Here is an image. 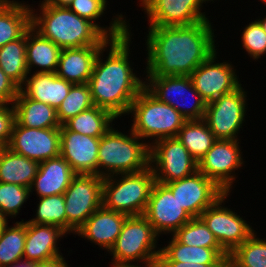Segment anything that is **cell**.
<instances>
[{
	"label": "cell",
	"mask_w": 266,
	"mask_h": 267,
	"mask_svg": "<svg viewBox=\"0 0 266 267\" xmlns=\"http://www.w3.org/2000/svg\"><path fill=\"white\" fill-rule=\"evenodd\" d=\"M212 23L149 26L145 36V76H190L219 47Z\"/></svg>",
	"instance_id": "6da1fadb"
},
{
	"label": "cell",
	"mask_w": 266,
	"mask_h": 267,
	"mask_svg": "<svg viewBox=\"0 0 266 267\" xmlns=\"http://www.w3.org/2000/svg\"><path fill=\"white\" fill-rule=\"evenodd\" d=\"M130 28L129 23V30L123 36L110 39L100 49L88 82L93 104L110 111L119 120L127 115L132 102L145 87V80L138 77L130 61L133 42Z\"/></svg>",
	"instance_id": "7a4b0ae2"
},
{
	"label": "cell",
	"mask_w": 266,
	"mask_h": 267,
	"mask_svg": "<svg viewBox=\"0 0 266 267\" xmlns=\"http://www.w3.org/2000/svg\"><path fill=\"white\" fill-rule=\"evenodd\" d=\"M39 2V9L30 5L31 26L61 49L104 46L110 40L92 22L81 18L67 6H54L43 0Z\"/></svg>",
	"instance_id": "3957f363"
},
{
	"label": "cell",
	"mask_w": 266,
	"mask_h": 267,
	"mask_svg": "<svg viewBox=\"0 0 266 267\" xmlns=\"http://www.w3.org/2000/svg\"><path fill=\"white\" fill-rule=\"evenodd\" d=\"M114 127L100 137L97 175L105 178L148 168L150 146L131 129L125 133Z\"/></svg>",
	"instance_id": "277c9868"
},
{
	"label": "cell",
	"mask_w": 266,
	"mask_h": 267,
	"mask_svg": "<svg viewBox=\"0 0 266 267\" xmlns=\"http://www.w3.org/2000/svg\"><path fill=\"white\" fill-rule=\"evenodd\" d=\"M159 237L144 215L127 216L117 240L108 251L112 256L108 264L111 263L110 267L155 266L161 251Z\"/></svg>",
	"instance_id": "5b68a950"
},
{
	"label": "cell",
	"mask_w": 266,
	"mask_h": 267,
	"mask_svg": "<svg viewBox=\"0 0 266 267\" xmlns=\"http://www.w3.org/2000/svg\"><path fill=\"white\" fill-rule=\"evenodd\" d=\"M131 115L130 129L151 146L163 138L176 137L187 121L171 105L159 101L145 87L132 102L127 115ZM149 139V140H148Z\"/></svg>",
	"instance_id": "8992f818"
},
{
	"label": "cell",
	"mask_w": 266,
	"mask_h": 267,
	"mask_svg": "<svg viewBox=\"0 0 266 267\" xmlns=\"http://www.w3.org/2000/svg\"><path fill=\"white\" fill-rule=\"evenodd\" d=\"M155 182L150 166L137 173L105 177L102 205L127 216L143 215Z\"/></svg>",
	"instance_id": "52a82bcc"
},
{
	"label": "cell",
	"mask_w": 266,
	"mask_h": 267,
	"mask_svg": "<svg viewBox=\"0 0 266 267\" xmlns=\"http://www.w3.org/2000/svg\"><path fill=\"white\" fill-rule=\"evenodd\" d=\"M143 79L145 88L153 96L171 105L187 121L204 119L207 103L194 88L190 76H145Z\"/></svg>",
	"instance_id": "ba28073f"
},
{
	"label": "cell",
	"mask_w": 266,
	"mask_h": 267,
	"mask_svg": "<svg viewBox=\"0 0 266 267\" xmlns=\"http://www.w3.org/2000/svg\"><path fill=\"white\" fill-rule=\"evenodd\" d=\"M245 90L241 84L234 91L206 104L203 120L216 140H240L238 135L248 116V96Z\"/></svg>",
	"instance_id": "9c48e42d"
},
{
	"label": "cell",
	"mask_w": 266,
	"mask_h": 267,
	"mask_svg": "<svg viewBox=\"0 0 266 267\" xmlns=\"http://www.w3.org/2000/svg\"><path fill=\"white\" fill-rule=\"evenodd\" d=\"M103 177L77 174L64 195L67 234L74 235L91 214L102 206Z\"/></svg>",
	"instance_id": "30bf717a"
},
{
	"label": "cell",
	"mask_w": 266,
	"mask_h": 267,
	"mask_svg": "<svg viewBox=\"0 0 266 267\" xmlns=\"http://www.w3.org/2000/svg\"><path fill=\"white\" fill-rule=\"evenodd\" d=\"M149 166L155 181L161 184L188 177L198 170V162L177 137L163 138L150 146Z\"/></svg>",
	"instance_id": "8fae6325"
},
{
	"label": "cell",
	"mask_w": 266,
	"mask_h": 267,
	"mask_svg": "<svg viewBox=\"0 0 266 267\" xmlns=\"http://www.w3.org/2000/svg\"><path fill=\"white\" fill-rule=\"evenodd\" d=\"M230 194L224 193L200 216L229 255L256 231L241 214L225 207Z\"/></svg>",
	"instance_id": "7c38bea8"
},
{
	"label": "cell",
	"mask_w": 266,
	"mask_h": 267,
	"mask_svg": "<svg viewBox=\"0 0 266 267\" xmlns=\"http://www.w3.org/2000/svg\"><path fill=\"white\" fill-rule=\"evenodd\" d=\"M240 140H216L206 155L198 162V171L212 180L225 193H231L239 169L243 167ZM241 149V150H240Z\"/></svg>",
	"instance_id": "4fadbf2b"
},
{
	"label": "cell",
	"mask_w": 266,
	"mask_h": 267,
	"mask_svg": "<svg viewBox=\"0 0 266 267\" xmlns=\"http://www.w3.org/2000/svg\"><path fill=\"white\" fill-rule=\"evenodd\" d=\"M217 54L216 49L190 74L194 88L206 103L234 91L241 85L235 68L237 66H233L231 61L220 62Z\"/></svg>",
	"instance_id": "5bb4252c"
},
{
	"label": "cell",
	"mask_w": 266,
	"mask_h": 267,
	"mask_svg": "<svg viewBox=\"0 0 266 267\" xmlns=\"http://www.w3.org/2000/svg\"><path fill=\"white\" fill-rule=\"evenodd\" d=\"M143 215L160 237L163 234L173 235L193 218L181 207L172 191L165 184L158 182L152 187Z\"/></svg>",
	"instance_id": "9a60e30c"
},
{
	"label": "cell",
	"mask_w": 266,
	"mask_h": 267,
	"mask_svg": "<svg viewBox=\"0 0 266 267\" xmlns=\"http://www.w3.org/2000/svg\"><path fill=\"white\" fill-rule=\"evenodd\" d=\"M140 8L149 26H189L210 21L201 0H142Z\"/></svg>",
	"instance_id": "2e32d148"
},
{
	"label": "cell",
	"mask_w": 266,
	"mask_h": 267,
	"mask_svg": "<svg viewBox=\"0 0 266 267\" xmlns=\"http://www.w3.org/2000/svg\"><path fill=\"white\" fill-rule=\"evenodd\" d=\"M7 147L39 163L58 157L60 156V128H28L15 121Z\"/></svg>",
	"instance_id": "e0dca14e"
},
{
	"label": "cell",
	"mask_w": 266,
	"mask_h": 267,
	"mask_svg": "<svg viewBox=\"0 0 266 267\" xmlns=\"http://www.w3.org/2000/svg\"><path fill=\"white\" fill-rule=\"evenodd\" d=\"M193 218H198L225 192L200 171L165 184Z\"/></svg>",
	"instance_id": "ac0fdd59"
},
{
	"label": "cell",
	"mask_w": 266,
	"mask_h": 267,
	"mask_svg": "<svg viewBox=\"0 0 266 267\" xmlns=\"http://www.w3.org/2000/svg\"><path fill=\"white\" fill-rule=\"evenodd\" d=\"M99 143L100 138L60 127V156L76 174L97 175Z\"/></svg>",
	"instance_id": "d6986e66"
},
{
	"label": "cell",
	"mask_w": 266,
	"mask_h": 267,
	"mask_svg": "<svg viewBox=\"0 0 266 267\" xmlns=\"http://www.w3.org/2000/svg\"><path fill=\"white\" fill-rule=\"evenodd\" d=\"M126 218L127 215L109 210L102 205L89 216L74 235L108 252L117 240Z\"/></svg>",
	"instance_id": "ffe728a7"
},
{
	"label": "cell",
	"mask_w": 266,
	"mask_h": 267,
	"mask_svg": "<svg viewBox=\"0 0 266 267\" xmlns=\"http://www.w3.org/2000/svg\"><path fill=\"white\" fill-rule=\"evenodd\" d=\"M68 237L59 227L30 223L26 220L24 259L30 262L48 261L63 256L59 241Z\"/></svg>",
	"instance_id": "44dd1931"
},
{
	"label": "cell",
	"mask_w": 266,
	"mask_h": 267,
	"mask_svg": "<svg viewBox=\"0 0 266 267\" xmlns=\"http://www.w3.org/2000/svg\"><path fill=\"white\" fill-rule=\"evenodd\" d=\"M76 175L62 156L40 162L37 175L30 186V194L35 191L39 198L64 194Z\"/></svg>",
	"instance_id": "7402d4cb"
},
{
	"label": "cell",
	"mask_w": 266,
	"mask_h": 267,
	"mask_svg": "<svg viewBox=\"0 0 266 267\" xmlns=\"http://www.w3.org/2000/svg\"><path fill=\"white\" fill-rule=\"evenodd\" d=\"M103 46L61 49L56 75L72 84H86Z\"/></svg>",
	"instance_id": "603a6c76"
},
{
	"label": "cell",
	"mask_w": 266,
	"mask_h": 267,
	"mask_svg": "<svg viewBox=\"0 0 266 267\" xmlns=\"http://www.w3.org/2000/svg\"><path fill=\"white\" fill-rule=\"evenodd\" d=\"M73 84L56 73H29L19 90L28 98L50 105L56 110Z\"/></svg>",
	"instance_id": "cb8c5ba5"
},
{
	"label": "cell",
	"mask_w": 266,
	"mask_h": 267,
	"mask_svg": "<svg viewBox=\"0 0 266 267\" xmlns=\"http://www.w3.org/2000/svg\"><path fill=\"white\" fill-rule=\"evenodd\" d=\"M107 5H109L108 0H72L67 7L81 18L92 22L107 38L116 39L129 30L130 19L128 20L122 12L114 13L109 25L105 27L98 24V20H102L106 14Z\"/></svg>",
	"instance_id": "d4e9b609"
},
{
	"label": "cell",
	"mask_w": 266,
	"mask_h": 267,
	"mask_svg": "<svg viewBox=\"0 0 266 267\" xmlns=\"http://www.w3.org/2000/svg\"><path fill=\"white\" fill-rule=\"evenodd\" d=\"M60 52L59 46L43 37L32 26L27 30L26 63L29 73H56Z\"/></svg>",
	"instance_id": "484cf974"
},
{
	"label": "cell",
	"mask_w": 266,
	"mask_h": 267,
	"mask_svg": "<svg viewBox=\"0 0 266 267\" xmlns=\"http://www.w3.org/2000/svg\"><path fill=\"white\" fill-rule=\"evenodd\" d=\"M229 254L223 248H205L187 246L180 243L173 235L167 245L161 248L157 261H177L198 264H225Z\"/></svg>",
	"instance_id": "4316f807"
},
{
	"label": "cell",
	"mask_w": 266,
	"mask_h": 267,
	"mask_svg": "<svg viewBox=\"0 0 266 267\" xmlns=\"http://www.w3.org/2000/svg\"><path fill=\"white\" fill-rule=\"evenodd\" d=\"M30 27L29 3L23 0H0V48L21 38Z\"/></svg>",
	"instance_id": "83f0119b"
},
{
	"label": "cell",
	"mask_w": 266,
	"mask_h": 267,
	"mask_svg": "<svg viewBox=\"0 0 266 267\" xmlns=\"http://www.w3.org/2000/svg\"><path fill=\"white\" fill-rule=\"evenodd\" d=\"M15 121L28 128H60L57 110L48 104L30 99L20 90L13 102Z\"/></svg>",
	"instance_id": "f1b7e54d"
},
{
	"label": "cell",
	"mask_w": 266,
	"mask_h": 267,
	"mask_svg": "<svg viewBox=\"0 0 266 267\" xmlns=\"http://www.w3.org/2000/svg\"><path fill=\"white\" fill-rule=\"evenodd\" d=\"M39 162L31 160L8 147L0 152V182L30 188L37 175Z\"/></svg>",
	"instance_id": "f546056e"
},
{
	"label": "cell",
	"mask_w": 266,
	"mask_h": 267,
	"mask_svg": "<svg viewBox=\"0 0 266 267\" xmlns=\"http://www.w3.org/2000/svg\"><path fill=\"white\" fill-rule=\"evenodd\" d=\"M116 119L110 111L94 105L66 121L63 126L76 133L100 138L115 125Z\"/></svg>",
	"instance_id": "4dcf8cb0"
},
{
	"label": "cell",
	"mask_w": 266,
	"mask_h": 267,
	"mask_svg": "<svg viewBox=\"0 0 266 267\" xmlns=\"http://www.w3.org/2000/svg\"><path fill=\"white\" fill-rule=\"evenodd\" d=\"M176 137L197 162L206 155L216 141L203 119L186 121Z\"/></svg>",
	"instance_id": "1f68e13d"
},
{
	"label": "cell",
	"mask_w": 266,
	"mask_h": 267,
	"mask_svg": "<svg viewBox=\"0 0 266 267\" xmlns=\"http://www.w3.org/2000/svg\"><path fill=\"white\" fill-rule=\"evenodd\" d=\"M0 68L20 88L29 74L26 63V33L0 48Z\"/></svg>",
	"instance_id": "d6a6232c"
},
{
	"label": "cell",
	"mask_w": 266,
	"mask_h": 267,
	"mask_svg": "<svg viewBox=\"0 0 266 267\" xmlns=\"http://www.w3.org/2000/svg\"><path fill=\"white\" fill-rule=\"evenodd\" d=\"M26 221H16L6 226L0 234V267H7L24 259Z\"/></svg>",
	"instance_id": "836d02e7"
},
{
	"label": "cell",
	"mask_w": 266,
	"mask_h": 267,
	"mask_svg": "<svg viewBox=\"0 0 266 267\" xmlns=\"http://www.w3.org/2000/svg\"><path fill=\"white\" fill-rule=\"evenodd\" d=\"M34 218L27 220L30 223L52 225L61 228L67 233V216L63 194H56L38 198Z\"/></svg>",
	"instance_id": "e575fe53"
},
{
	"label": "cell",
	"mask_w": 266,
	"mask_h": 267,
	"mask_svg": "<svg viewBox=\"0 0 266 267\" xmlns=\"http://www.w3.org/2000/svg\"><path fill=\"white\" fill-rule=\"evenodd\" d=\"M228 261L233 267H266V239L255 231L229 255Z\"/></svg>",
	"instance_id": "d590c367"
},
{
	"label": "cell",
	"mask_w": 266,
	"mask_h": 267,
	"mask_svg": "<svg viewBox=\"0 0 266 267\" xmlns=\"http://www.w3.org/2000/svg\"><path fill=\"white\" fill-rule=\"evenodd\" d=\"M94 106L91 98V90L88 83L73 84L66 98L57 109V116L60 125L69 119L77 116L84 110Z\"/></svg>",
	"instance_id": "8d00e7d4"
},
{
	"label": "cell",
	"mask_w": 266,
	"mask_h": 267,
	"mask_svg": "<svg viewBox=\"0 0 266 267\" xmlns=\"http://www.w3.org/2000/svg\"><path fill=\"white\" fill-rule=\"evenodd\" d=\"M173 236L180 243L187 246L222 248L214 234L208 229L200 217L192 218L178 229Z\"/></svg>",
	"instance_id": "74e56055"
},
{
	"label": "cell",
	"mask_w": 266,
	"mask_h": 267,
	"mask_svg": "<svg viewBox=\"0 0 266 267\" xmlns=\"http://www.w3.org/2000/svg\"><path fill=\"white\" fill-rule=\"evenodd\" d=\"M29 197H31L30 188L18 184L0 182V211L7 218H16Z\"/></svg>",
	"instance_id": "f35d334b"
},
{
	"label": "cell",
	"mask_w": 266,
	"mask_h": 267,
	"mask_svg": "<svg viewBox=\"0 0 266 267\" xmlns=\"http://www.w3.org/2000/svg\"><path fill=\"white\" fill-rule=\"evenodd\" d=\"M240 37L242 47L253 61H258L261 56L266 55V33L257 20L244 26Z\"/></svg>",
	"instance_id": "ab89813d"
},
{
	"label": "cell",
	"mask_w": 266,
	"mask_h": 267,
	"mask_svg": "<svg viewBox=\"0 0 266 267\" xmlns=\"http://www.w3.org/2000/svg\"><path fill=\"white\" fill-rule=\"evenodd\" d=\"M15 123V111L13 104H0V144L7 147Z\"/></svg>",
	"instance_id": "60d3db41"
},
{
	"label": "cell",
	"mask_w": 266,
	"mask_h": 267,
	"mask_svg": "<svg viewBox=\"0 0 266 267\" xmlns=\"http://www.w3.org/2000/svg\"><path fill=\"white\" fill-rule=\"evenodd\" d=\"M19 87L0 68V104H13Z\"/></svg>",
	"instance_id": "b9f144b4"
},
{
	"label": "cell",
	"mask_w": 266,
	"mask_h": 267,
	"mask_svg": "<svg viewBox=\"0 0 266 267\" xmlns=\"http://www.w3.org/2000/svg\"><path fill=\"white\" fill-rule=\"evenodd\" d=\"M223 264H198L177 261H157L156 267H221Z\"/></svg>",
	"instance_id": "7bdbcfd3"
},
{
	"label": "cell",
	"mask_w": 266,
	"mask_h": 267,
	"mask_svg": "<svg viewBox=\"0 0 266 267\" xmlns=\"http://www.w3.org/2000/svg\"><path fill=\"white\" fill-rule=\"evenodd\" d=\"M33 267H70L64 256L48 261L33 262Z\"/></svg>",
	"instance_id": "ee69618b"
},
{
	"label": "cell",
	"mask_w": 266,
	"mask_h": 267,
	"mask_svg": "<svg viewBox=\"0 0 266 267\" xmlns=\"http://www.w3.org/2000/svg\"><path fill=\"white\" fill-rule=\"evenodd\" d=\"M7 267H33V262H30L26 259H21Z\"/></svg>",
	"instance_id": "f6af8a7d"
},
{
	"label": "cell",
	"mask_w": 266,
	"mask_h": 267,
	"mask_svg": "<svg viewBox=\"0 0 266 267\" xmlns=\"http://www.w3.org/2000/svg\"><path fill=\"white\" fill-rule=\"evenodd\" d=\"M46 4L54 6H68L72 0H43Z\"/></svg>",
	"instance_id": "bcb514c9"
},
{
	"label": "cell",
	"mask_w": 266,
	"mask_h": 267,
	"mask_svg": "<svg viewBox=\"0 0 266 267\" xmlns=\"http://www.w3.org/2000/svg\"><path fill=\"white\" fill-rule=\"evenodd\" d=\"M7 218L1 211H0V234L4 231L6 226L8 225V220Z\"/></svg>",
	"instance_id": "7dc6e473"
},
{
	"label": "cell",
	"mask_w": 266,
	"mask_h": 267,
	"mask_svg": "<svg viewBox=\"0 0 266 267\" xmlns=\"http://www.w3.org/2000/svg\"><path fill=\"white\" fill-rule=\"evenodd\" d=\"M262 26V29L264 30V32L266 33V15L265 18L260 17L258 19H256Z\"/></svg>",
	"instance_id": "c3c4849f"
},
{
	"label": "cell",
	"mask_w": 266,
	"mask_h": 267,
	"mask_svg": "<svg viewBox=\"0 0 266 267\" xmlns=\"http://www.w3.org/2000/svg\"><path fill=\"white\" fill-rule=\"evenodd\" d=\"M221 267H233L232 264L227 261L225 264H223Z\"/></svg>",
	"instance_id": "681fc988"
},
{
	"label": "cell",
	"mask_w": 266,
	"mask_h": 267,
	"mask_svg": "<svg viewBox=\"0 0 266 267\" xmlns=\"http://www.w3.org/2000/svg\"><path fill=\"white\" fill-rule=\"evenodd\" d=\"M203 2V4L207 5L206 3H210L212 1V3H215V0H201ZM217 1V0H216Z\"/></svg>",
	"instance_id": "f907efd6"
},
{
	"label": "cell",
	"mask_w": 266,
	"mask_h": 267,
	"mask_svg": "<svg viewBox=\"0 0 266 267\" xmlns=\"http://www.w3.org/2000/svg\"><path fill=\"white\" fill-rule=\"evenodd\" d=\"M262 3L266 4V0H260ZM266 6V5H265Z\"/></svg>",
	"instance_id": "816d5d0a"
},
{
	"label": "cell",
	"mask_w": 266,
	"mask_h": 267,
	"mask_svg": "<svg viewBox=\"0 0 266 267\" xmlns=\"http://www.w3.org/2000/svg\"><path fill=\"white\" fill-rule=\"evenodd\" d=\"M2 149H3V146L0 144V152L2 151Z\"/></svg>",
	"instance_id": "f5cc1de1"
}]
</instances>
